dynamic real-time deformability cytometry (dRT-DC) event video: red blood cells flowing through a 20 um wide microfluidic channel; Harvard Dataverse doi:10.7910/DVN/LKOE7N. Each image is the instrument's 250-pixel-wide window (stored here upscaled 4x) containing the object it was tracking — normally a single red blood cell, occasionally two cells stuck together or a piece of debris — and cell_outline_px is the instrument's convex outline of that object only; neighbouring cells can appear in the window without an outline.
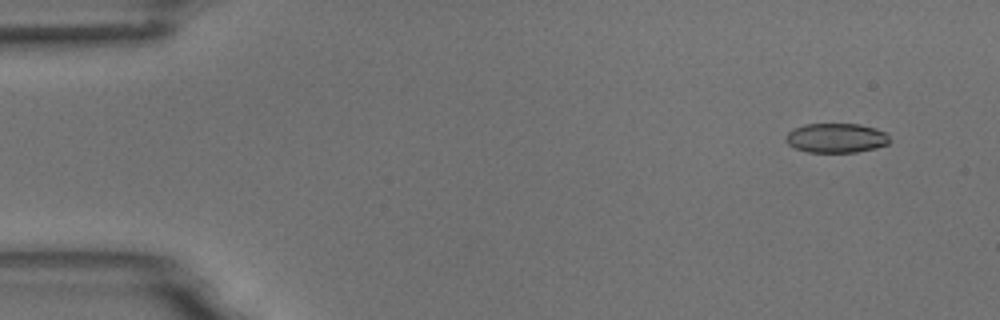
{"species": "common noctule bat (a hibernating species)", "species_latin": "Nyctalus noctula", "temperature_condition": "room temperature", "stored_images_in_passage": 5, "camera_frame_rate_fps": 3000, "um_per_image_px": 0.085, "animal": {"sex": "male", "body_mass_g": 18.8}, "frame": {"image": 1, "passage_image": 1, "time_ms": 0.0, "image_size_px": [1000, 320], "cell_outline_px": [[892, 140], [888, 144], [876, 148], [856, 152], [808, 152], [796, 148], [788, 144], [784, 140], [784, 136], [792, 128], [804, 124], [860, 124], [876, 128], [884, 132]], "centroid_in_image_um": [71.06, 11.72], "position_along_channel_um": 13.9, "area_um2": 18.03}}
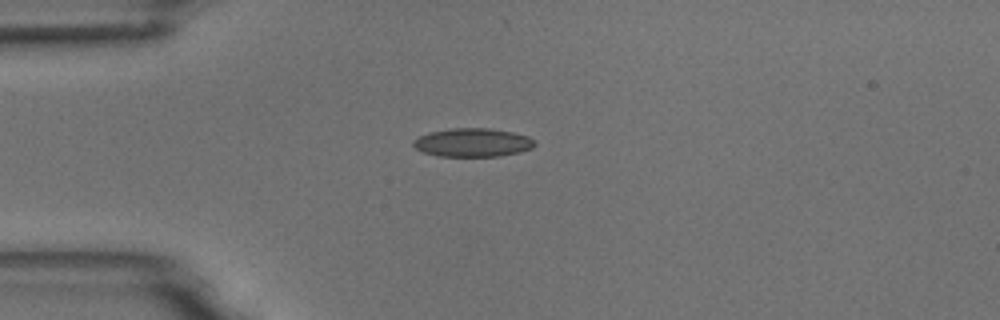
{"frame": {"image": 2, "passage_image": 4, "time_ms": 3.333, "image_size_px": [1000, 320], "cell_outline_px": [[536, 144], [532, 148], [500, 156], [436, 156], [424, 152], [416, 148], [412, 144], [412, 140], [428, 132], [452, 128], [488, 128], [512, 132], [528, 136], [536, 140]], "centroid_in_image_um": [40.17, 12.11], "position_along_channel_um": 44.8, "area_um2": 20.17}}
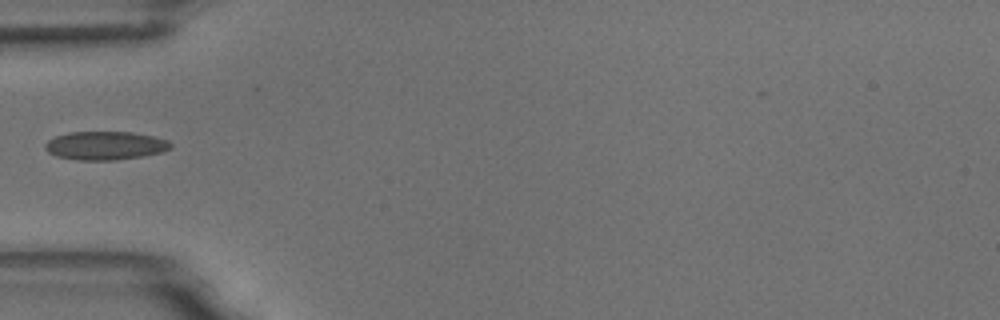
{"frame": {"image": 3, "passage_image": 5, "time_ms": 4.667, "image_size_px": [1000, 320], "cell_outline_px": [[172, 148], [160, 152], [144, 156], [116, 160], [80, 160], [56, 156], [48, 152], [44, 148], [44, 144], [48, 140], [56, 136], [68, 132], [132, 132], [152, 136], [168, 140], [172, 144]], "centroid_in_image_um": [8.94, 12.37], "position_along_channel_um": 76.1, "area_um2": 20.87}}